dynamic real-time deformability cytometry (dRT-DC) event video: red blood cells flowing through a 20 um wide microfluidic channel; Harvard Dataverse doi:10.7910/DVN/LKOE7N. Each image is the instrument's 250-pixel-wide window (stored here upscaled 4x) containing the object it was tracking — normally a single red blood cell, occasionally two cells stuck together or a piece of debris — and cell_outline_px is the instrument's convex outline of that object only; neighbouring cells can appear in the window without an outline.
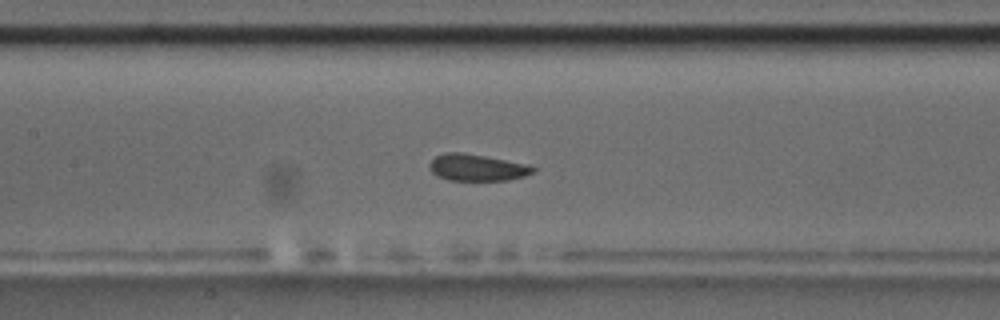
{"species": "common noctule bat (a hibernating species)", "species_latin": "Nyctalus noctula", "temperature_condition": "room temperature", "stored_images_in_passage": 41, "camera_frame_rate_fps": 3000, "um_per_image_px": 0.085, "animal": {"sex": "male", "body_mass_g": 17.5, "forearm_length_mm": 52.3}, "frame": {"image": 1, "passage_image": 18, "time_ms": 5.667, "image_size_px": [1000, 320], "cell_outline_px": [[536, 172], [524, 176], [508, 180], [448, 180], [436, 176], [428, 168], [428, 164], [436, 156], [444, 152], [460, 152], [484, 156], [528, 164], [536, 168]], "centroid_in_image_um": [40.53, 14.24], "position_along_channel_um": 166.9, "area_um2": 16.18}, "authors_computed_cell_mechanics": {"area_um2": 16.5886, "velocity_mm_per_s": 3.5805, "shape_relaxation_time_tau1_ms": 4.1773, "shape_relaxation_time_tau2_ms": 1.1884, "deformation_change_tau1": 0.087, "deformation_change_tau2": 0.0651}}